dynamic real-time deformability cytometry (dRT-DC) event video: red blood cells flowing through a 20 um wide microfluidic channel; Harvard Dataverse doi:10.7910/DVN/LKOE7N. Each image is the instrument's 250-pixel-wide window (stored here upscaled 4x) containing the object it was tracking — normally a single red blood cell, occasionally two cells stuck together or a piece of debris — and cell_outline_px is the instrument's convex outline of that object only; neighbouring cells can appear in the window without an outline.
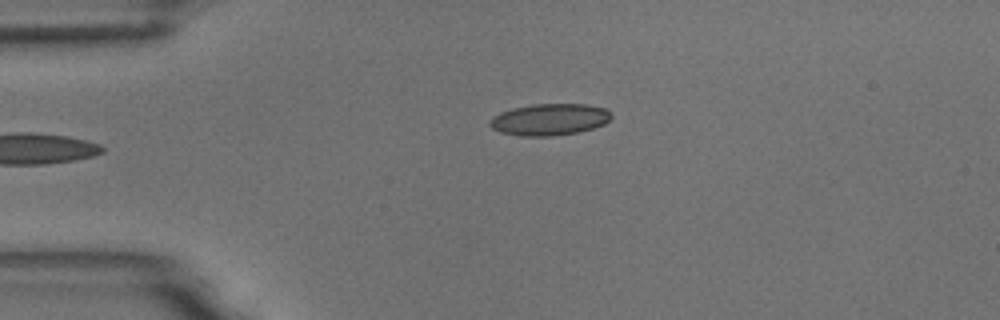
{"species": "common noctule bat (a hibernating species)", "species_latin": "Nyctalus noctula", "temperature_condition": "room temperature", "stored_images_in_passage": 2, "camera_frame_rate_fps": 3000, "um_per_image_px": 0.085, "animal": {"sex": "male", "body_mass_g": 18.8}, "frame": {"image": 1, "passage_image": 2, "time_ms": 1.0, "image_size_px": [1000, 320], "cell_outline_px": [[612, 116], [604, 124], [580, 132], [548, 136], [520, 136], [500, 132], [492, 128], [488, 124], [488, 120], [492, 116], [500, 112], [512, 108], [532, 104], [588, 104], [604, 108]], "centroid_in_image_um": [46.65, 10.15], "position_along_channel_um": 38.3, "area_um2": 22.48}}